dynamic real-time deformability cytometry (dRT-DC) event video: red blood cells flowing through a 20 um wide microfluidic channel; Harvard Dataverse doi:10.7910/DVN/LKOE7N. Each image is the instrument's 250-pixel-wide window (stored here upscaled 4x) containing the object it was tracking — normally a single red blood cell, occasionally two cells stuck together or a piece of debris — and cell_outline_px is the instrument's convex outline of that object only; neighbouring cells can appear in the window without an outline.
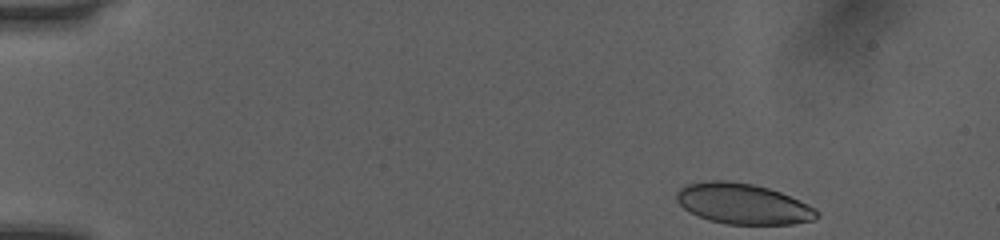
{"species": "human", "species_latin": "Homo sapiens", "temperature_condition": "room temperature", "stored_images_in_passage": 46, "camera_frame_rate_fps": 3000, "um_per_image_px": 0.085, "donor": {"sex": "female"}, "frame": {"image": 1, "passage_image": 1, "time_ms": 0.0, "image_size_px": [1000, 240], "cell_outline_px": [[820, 216], [812, 220], [792, 224], [728, 224], [708, 220], [684, 208], [676, 200], [676, 192], [684, 184], [712, 180], [728, 180], [752, 184], [768, 188], [780, 192], [816, 208], [820, 212]], "centroid_in_image_um": [63.15, 17.32], "position_along_channel_um": 21.8, "area_um2": 33.12}}
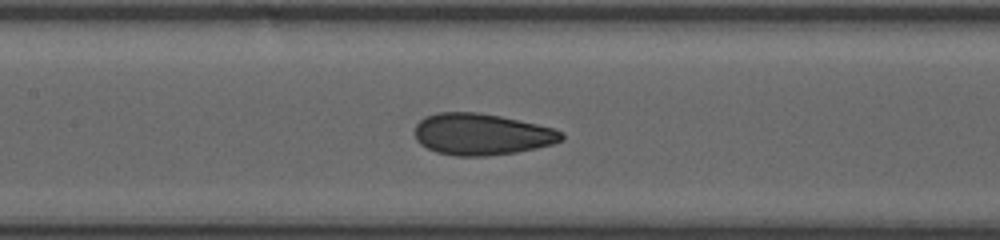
{"frame": {"image": 2, "passage_image": 20, "time_ms": 6.333, "image_size_px": [1000, 240], "cell_outline_px": [[564, 140], [552, 144], [536, 148], [516, 152], [484, 156], [456, 156], [436, 152], [420, 144], [416, 140], [416, 124], [424, 116], [436, 112], [480, 112], [500, 116], [536, 124], [552, 128], [560, 132], [564, 136]], "centroid_in_image_um": [40.91, 11.41], "position_along_channel_um": 166.5, "area_um2": 35.43}}
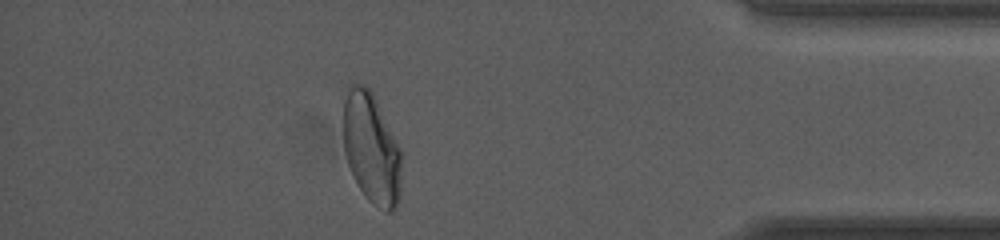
{"frame": {"image": 3, "passage_image": 40, "time_ms": 13.0, "image_size_px": [1000, 240], "cell_outline_px": [[400, 200], [396, 208], [388, 212], [372, 204], [364, 196], [352, 176], [344, 152], [344, 100], [352, 84], [364, 84], [372, 92], [400, 148]], "centroid_in_image_um": [31.57, 12.67], "position_along_channel_um": 403.6, "area_um2": 37.28}, "authors_computed_cell_mechanics": {"area_um2": 35.4025, "velocity_mm_per_s": 4.0668, "shape_relaxation_time_tau1_ms": 7.3861, "shape_relaxation_time_tau2_ms": 0.8413, "deformation_change_tau1": 0.1843, "deformation_change_tau2": 0.0636}}